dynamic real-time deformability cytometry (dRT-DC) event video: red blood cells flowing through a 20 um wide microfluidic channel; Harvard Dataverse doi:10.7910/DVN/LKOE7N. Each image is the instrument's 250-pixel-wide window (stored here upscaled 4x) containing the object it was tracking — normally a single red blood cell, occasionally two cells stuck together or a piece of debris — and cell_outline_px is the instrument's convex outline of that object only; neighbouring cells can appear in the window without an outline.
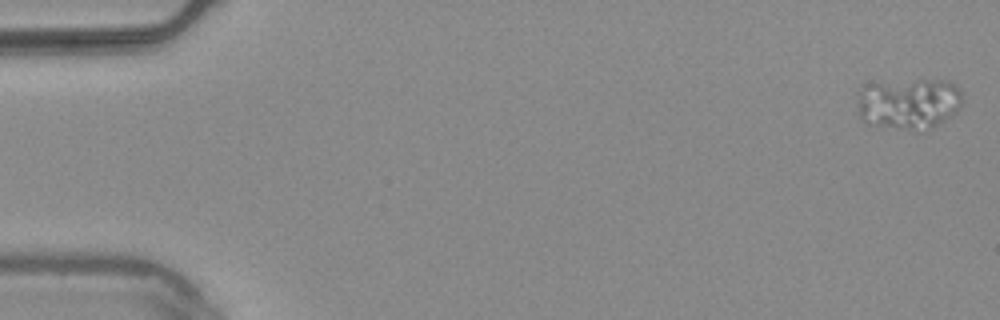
{"species": "common noctule bat (a hibernating species)", "species_latin": "Nyctalus noctula", "temperature_condition": "warm", "stored_images_in_passage": 55, "camera_frame_rate_fps": 3000, "um_per_image_px": 0.085, "animal": {"sex": "male", "body_mass_g": 20.4}, "frame": {"image": 1, "passage_image": 1, "time_ms": 0.0, "image_size_px": [1000, 320], "cell_outline_px": [[964, 100], [956, 112], [940, 124], [924, 132], [912, 132], [876, 128], [864, 124], [860, 120], [856, 92], [860, 84], [872, 80], [952, 80], [964, 92]], "centroid_in_image_um": [77.17, 8.81], "position_along_channel_um": 7.8, "area_um2": 33.99}}
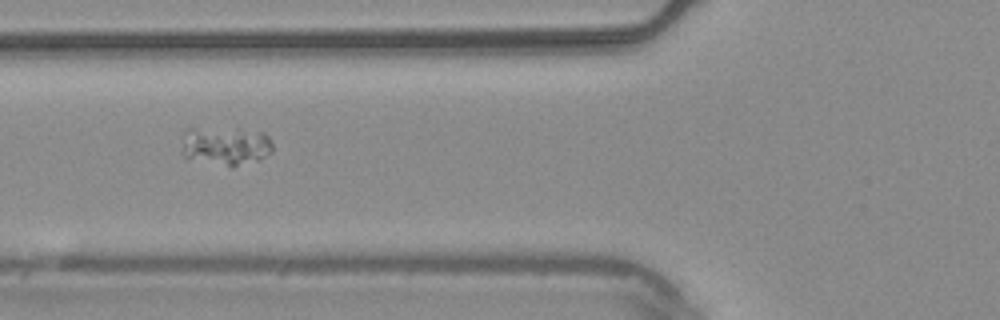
{"frame": {"image": 2, "passage_image": 21, "time_ms": 6.667, "image_size_px": [1000, 320], "cell_outline_px": [[272, 152], [260, 160], [232, 168], [184, 156], [180, 152], [180, 148], [184, 128], [192, 128], [264, 132], [268, 136], [272, 144]], "centroid_in_image_um": [19.15, 12.43], "position_along_channel_um": 106.6, "area_um2": 20.4}}
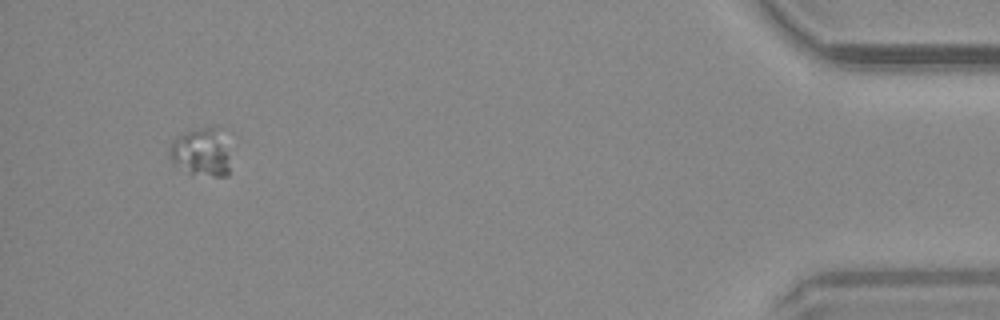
{"frame": {"image": 3, "passage_image": 52, "time_ms": 17.0, "image_size_px": [1000, 320], "cell_outline_px": [[228, 176], [212, 176], [188, 172], [172, 160], [168, 156], [168, 148], [172, 140], [176, 136], [188, 132], [204, 128], [216, 128], [228, 156]], "centroid_in_image_um": [17.02, 12.97], "position_along_channel_um": 418.2, "area_um2": 16.07}}